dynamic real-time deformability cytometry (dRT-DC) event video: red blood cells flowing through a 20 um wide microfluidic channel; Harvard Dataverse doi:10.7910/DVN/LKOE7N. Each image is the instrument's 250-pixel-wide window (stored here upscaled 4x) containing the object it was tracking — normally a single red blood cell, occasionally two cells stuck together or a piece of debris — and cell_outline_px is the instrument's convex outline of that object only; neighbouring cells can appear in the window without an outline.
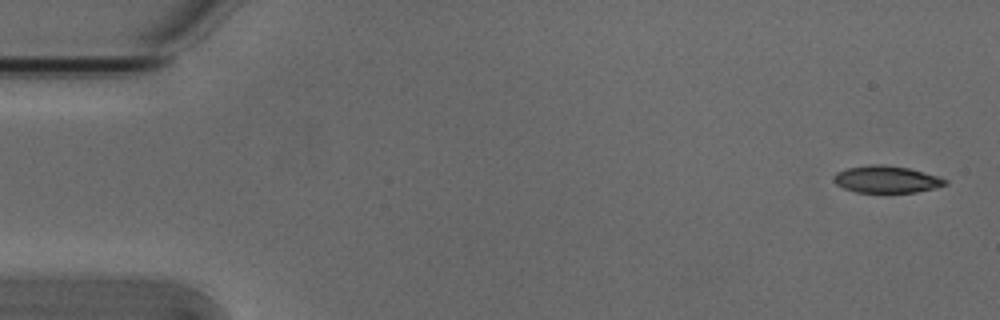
{"species": "Egyptian fruit bat (a non-hibernating species)", "species_latin": "Rousettus aegyptiacus", "temperature_condition": "cold", "stored_images_in_passage": 5, "segment_of_instrument_passage": [1, 2], "camera_frame_rate_fps": 3000, "um_per_image_px": 0.085, "animal": {"sex": "male"}, "frame": {"image": 1, "passage_image": 1, "time_ms": 0.0, "image_size_px": [1000, 320], "cell_outline_px": [[948, 184], [916, 192], [856, 192], [844, 188], [836, 184], [832, 180], [832, 176], [836, 172], [848, 168], [868, 164], [880, 164], [908, 168], [936, 176], [948, 180]], "centroid_in_image_um": [75.29, 15.24], "position_along_channel_um": 9.7, "area_um2": 17.4}}